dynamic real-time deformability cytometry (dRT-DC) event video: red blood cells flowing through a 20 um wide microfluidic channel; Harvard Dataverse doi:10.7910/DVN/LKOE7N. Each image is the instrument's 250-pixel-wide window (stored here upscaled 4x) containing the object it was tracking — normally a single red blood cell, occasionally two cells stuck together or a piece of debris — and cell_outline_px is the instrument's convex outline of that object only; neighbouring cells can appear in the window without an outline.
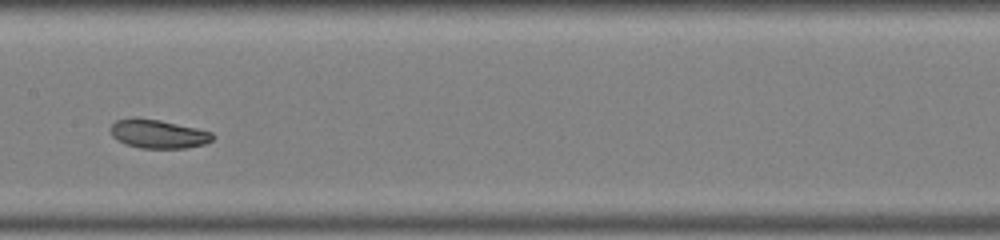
{"species": "common noctule bat (a hibernating species)", "species_latin": "Nyctalus noctula", "temperature_condition": "warm", "stored_images_in_passage": 27, "camera_frame_rate_fps": 3000, "um_per_image_px": 0.085, "animal": {"sex": "male", "body_mass_g": 19.0, "forearm_length_mm": 50.8}, "frame": {"image": 1, "passage_image": 12, "time_ms": 3.667, "image_size_px": [1000, 240], "cell_outline_px": [[216, 136], [212, 140], [204, 144], [184, 148], [140, 148], [124, 144], [116, 140], [112, 136], [108, 128], [116, 120], [132, 116], [160, 120], [196, 128], [212, 132]], "centroid_in_image_um": [13.38, 11.37], "position_along_channel_um": 194.0, "area_um2": 17.4}}